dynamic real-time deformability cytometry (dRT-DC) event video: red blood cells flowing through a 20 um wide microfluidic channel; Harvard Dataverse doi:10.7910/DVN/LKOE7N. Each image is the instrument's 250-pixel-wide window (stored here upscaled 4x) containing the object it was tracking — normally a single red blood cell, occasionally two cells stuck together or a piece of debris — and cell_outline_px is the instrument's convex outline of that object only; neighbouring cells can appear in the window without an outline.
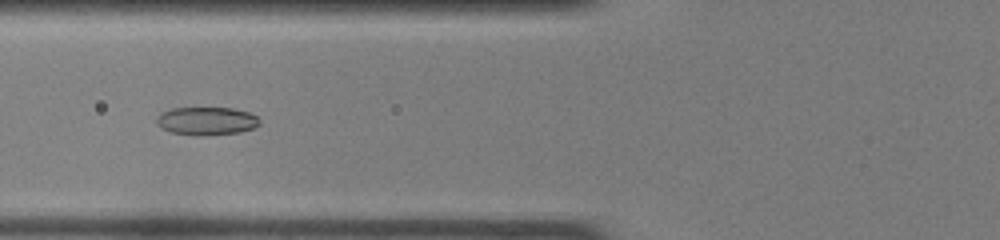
{"species": "common noctule bat (a hibernating species)", "species_latin": "Nyctalus noctula", "temperature_condition": "room temperature", "stored_images_in_passage": 34, "camera_frame_rate_fps": 3000, "um_per_image_px": 0.085, "animal": {"sex": "female", "body_mass_g": 22.0, "forearm_length_mm": 56.7}, "frame": {"image": 1, "passage_image": 5, "time_ms": 1.333, "image_size_px": [1000, 240], "cell_outline_px": [[260, 124], [252, 128], [240, 132], [204, 136], [192, 136], [172, 132], [160, 128], [156, 124], [156, 116], [160, 112], [172, 108], [232, 108], [248, 112], [256, 116], [260, 120]], "centroid_in_image_um": [17.51, 10.29], "position_along_channel_um": 108.3, "area_um2": 17.11}}
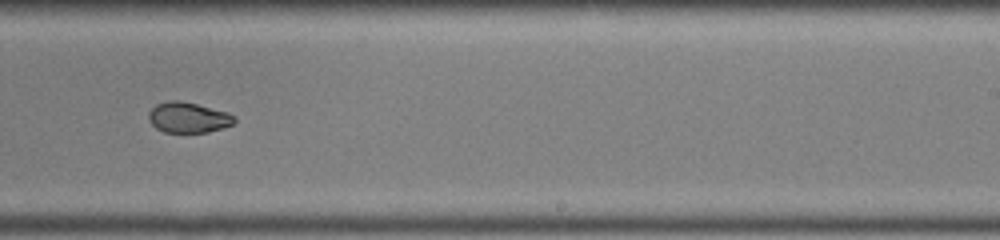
{"frame": {"image": 2, "passage_image": 17, "time_ms": 5.333, "image_size_px": [1000, 240], "cell_outline_px": [[236, 120], [232, 124], [224, 128], [208, 132], [164, 132], [156, 128], [148, 120], [148, 112], [156, 104], [168, 100], [180, 100], [228, 112], [236, 116]], "centroid_in_image_um": [16.0, 9.98], "position_along_channel_um": 273.0, "area_um2": 15.37}}
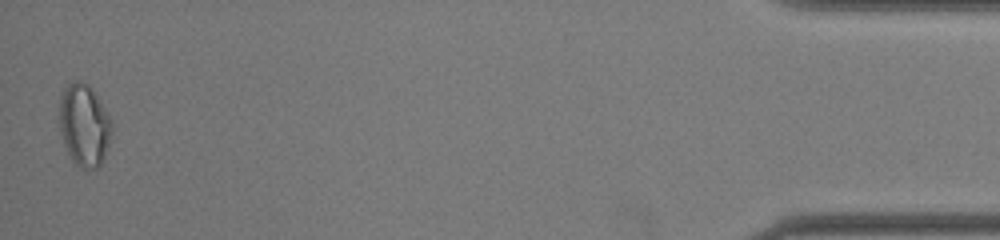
{"frame": {"image": 3, "passage_image": 34, "time_ms": 11.0, "image_size_px": [1000, 240], "cell_outline_px": [[112, 128], [104, 160], [96, 168], [80, 168], [68, 156], [64, 144], [60, 128], [60, 96], [64, 88], [72, 80], [80, 80], [88, 84], [92, 88], [112, 120]], "centroid_in_image_um": [7.15, 10.62], "position_along_channel_um": 428.0, "area_um2": 25.14}, "authors_computed_cell_mechanics": {"area_um2": 16.2707, "velocity_mm_per_s": 4.1182, "shape_relaxation_time_tau1_ms": null, "shape_relaxation_time_tau2_ms": 1.4221, "deformation_change_tau1": null, "deformation_change_tau2": 0.0464}}